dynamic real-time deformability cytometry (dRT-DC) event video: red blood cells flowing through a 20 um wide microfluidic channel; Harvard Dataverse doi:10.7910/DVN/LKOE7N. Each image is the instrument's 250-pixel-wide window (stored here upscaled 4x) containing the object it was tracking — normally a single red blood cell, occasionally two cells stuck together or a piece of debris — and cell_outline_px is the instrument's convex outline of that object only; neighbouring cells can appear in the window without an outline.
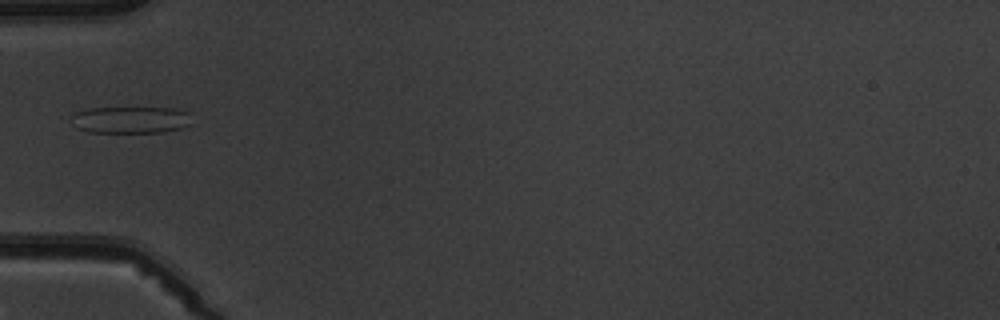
{"species": "common noctule bat (a hibernating species)", "species_latin": "Nyctalus noctula", "temperature_condition": "warm", "stored_images_in_passage": 6, "camera_frame_rate_fps": 3000, "um_per_image_px": 0.085, "animal": {"sex": "male", "body_mass_g": 19.5, "forearm_length_mm": 54.6}, "frame": {"image": 1, "passage_image": 6, "time_ms": 6.0, "image_size_px": [1000, 320], "cell_outline_px": [[192, 124], [180, 128], [160, 132], [88, 132], [76, 128], [72, 124], [72, 116], [76, 112], [88, 108], [176, 108], [188, 112]], "centroid_in_image_um": [11.09, 10.18], "position_along_channel_um": 73.9, "area_um2": 18.84}}